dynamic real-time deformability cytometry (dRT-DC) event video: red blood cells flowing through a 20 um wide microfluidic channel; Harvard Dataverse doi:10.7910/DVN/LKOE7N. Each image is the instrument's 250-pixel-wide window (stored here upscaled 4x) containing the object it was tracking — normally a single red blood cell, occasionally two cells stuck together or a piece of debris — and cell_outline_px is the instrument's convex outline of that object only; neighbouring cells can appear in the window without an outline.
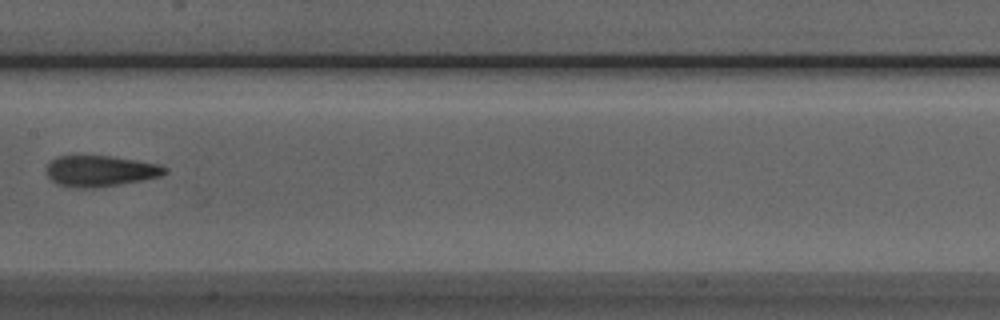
{"species": "Egyptian fruit bat (a non-hibernating species)", "species_latin": "Rousettus aegyptiacus", "temperature_condition": "room temperature", "stored_images_in_passage": 5, "camera_frame_rate_fps": 3000, "um_per_image_px": 0.085, "animal": {"sex": "male"}, "frame": {"image": 1, "passage_image": 5, "time_ms": 4.667, "image_size_px": [1000, 320], "cell_outline_px": [[168, 172], [160, 176], [120, 184], [92, 188], [76, 188], [56, 184], [48, 176], [48, 164], [56, 156], [108, 156], [160, 164], [168, 168]], "centroid_in_image_um": [8.54, 14.54], "position_along_channel_um": 198.9, "area_um2": 21.15}}